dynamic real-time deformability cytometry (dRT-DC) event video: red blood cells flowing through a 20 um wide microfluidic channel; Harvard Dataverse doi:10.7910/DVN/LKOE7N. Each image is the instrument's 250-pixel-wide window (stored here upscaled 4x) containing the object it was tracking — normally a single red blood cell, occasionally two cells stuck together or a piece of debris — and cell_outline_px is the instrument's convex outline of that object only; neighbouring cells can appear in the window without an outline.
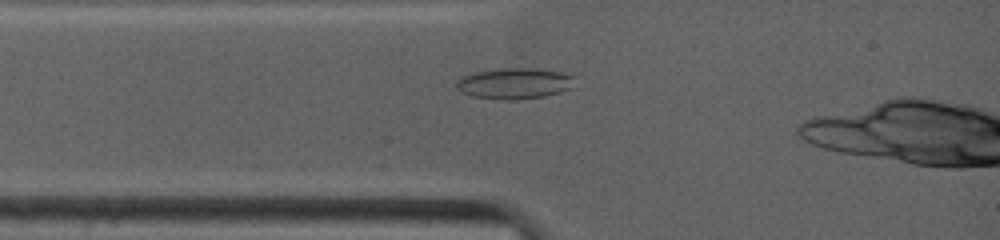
{"species": "common noctule bat (a hibernating species)", "species_latin": "Nyctalus noctula", "temperature_condition": "warm", "stored_images_in_passage": 31, "camera_frame_rate_fps": 4500, "um_per_image_px": 0.085, "animal": {"sex": "female", "body_mass_g": 19.0, "forearm_length_mm": 53.3}, "frame": {"image": 1, "passage_image": 1, "time_ms": 0.0, "image_size_px": [1000, 240], "cell_outline_px": [[576, 76], [568, 88], [560, 92], [544, 96], [516, 100], [512, 100], [472, 96], [460, 92], [456, 88], [456, 80], [460, 76], [472, 72], [500, 68], [536, 68], [564, 72]], "centroid_in_image_um": [43.68, 7.07], "position_along_channel_um": 41.3, "area_um2": 21.5}}
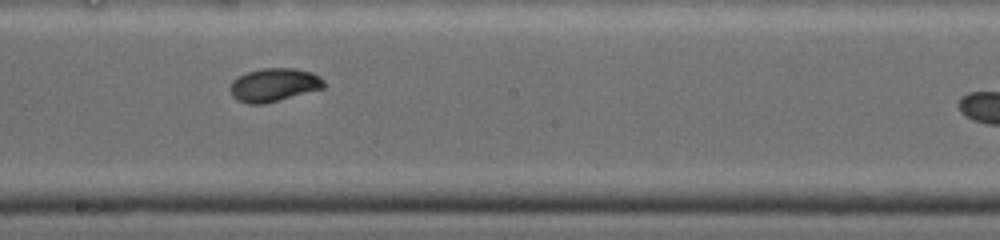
{"frame": {"image": 2, "passage_image": 15, "time_ms": 4.667, "image_size_px": [1000, 240], "cell_outline_px": [[324, 88], [264, 104], [248, 104], [236, 100], [232, 96], [228, 88], [232, 80], [248, 72], [264, 68], [296, 68], [312, 72], [320, 76], [324, 80]], "centroid_in_image_um": [23.27, 7.22], "position_along_channel_um": 224.9, "area_um2": 18.32}}
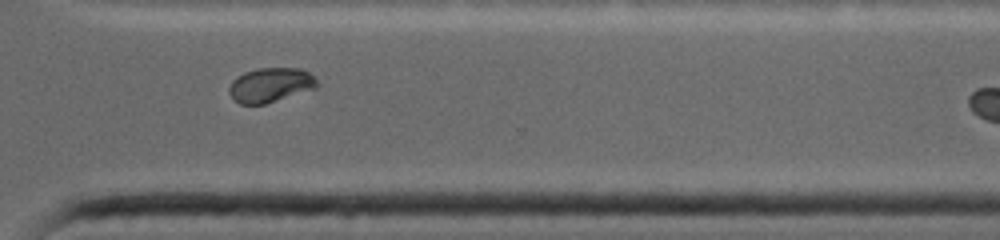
{"frame": {"image": 3, "passage_image": 26, "time_ms": 7.778, "image_size_px": [1000, 240], "cell_outline_px": [[320, 84], [316, 88], [264, 104], [240, 104], [228, 92], [228, 88], [232, 80], [236, 76], [244, 72], [260, 68], [304, 68]], "centroid_in_image_um": [22.99, 7.21], "position_along_channel_um": 347.6, "area_um2": 17.63}}